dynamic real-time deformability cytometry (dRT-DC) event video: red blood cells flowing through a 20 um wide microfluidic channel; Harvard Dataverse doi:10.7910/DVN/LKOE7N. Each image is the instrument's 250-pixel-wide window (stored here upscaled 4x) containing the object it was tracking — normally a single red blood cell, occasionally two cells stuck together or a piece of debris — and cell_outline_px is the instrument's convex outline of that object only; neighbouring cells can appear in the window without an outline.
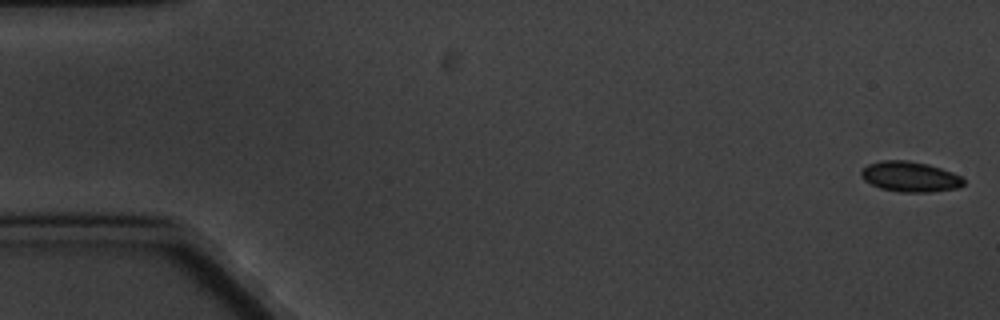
{"species": "common noctule bat (a hibernating species)", "species_latin": "Nyctalus noctula", "temperature_condition": "cold", "stored_images_in_passage": 6, "camera_frame_rate_fps": 3000, "um_per_image_px": 0.085, "animal": {"sex": "male", "body_mass_g": 20.1, "forearm_length_mm": 53.5}, "frame": {"image": 1, "passage_image": 1, "time_ms": 0.0, "image_size_px": [1000, 320], "cell_outline_px": [[964, 184], [956, 188], [932, 192], [900, 192], [880, 188], [864, 180], [860, 176], [860, 172], [868, 164], [884, 160], [908, 160], [928, 164], [952, 172], [960, 176], [964, 180]], "centroid_in_image_um": [77.34, 15.02], "position_along_channel_um": 7.7, "area_um2": 18.03}}
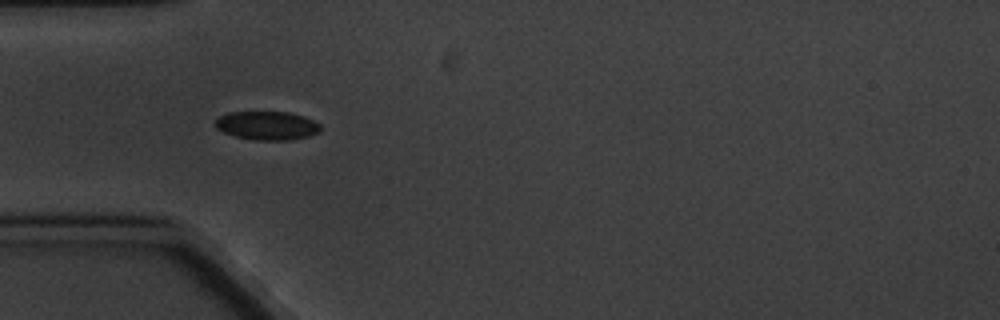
{"frame": {"image": 2, "passage_image": 5, "time_ms": 5.667, "image_size_px": [1000, 320], "cell_outline_px": [[320, 132], [308, 136], [292, 140], [256, 140], [236, 136], [224, 132], [216, 128], [212, 124], [220, 116], [228, 112], [288, 112], [304, 116], [320, 124]], "centroid_in_image_um": [22.69, 10.67], "position_along_channel_um": 62.3, "area_um2": 17.57}}